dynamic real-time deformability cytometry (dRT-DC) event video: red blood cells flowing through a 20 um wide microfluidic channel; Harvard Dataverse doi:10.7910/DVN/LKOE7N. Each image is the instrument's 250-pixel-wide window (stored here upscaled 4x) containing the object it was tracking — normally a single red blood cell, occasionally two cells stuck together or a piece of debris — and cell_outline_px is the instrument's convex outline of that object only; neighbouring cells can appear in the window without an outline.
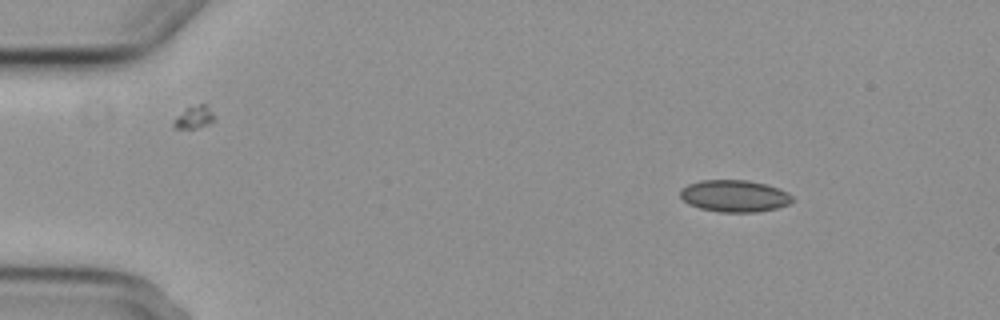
{"species": "common noctule bat (a hibernating species)", "species_latin": "Nyctalus noctula", "temperature_condition": "cold", "stored_images_in_passage": 4, "camera_frame_rate_fps": 3000, "um_per_image_px": 0.085, "animal": {"sex": "female", "body_mass_g": 29.2, "forearm_length_mm": 56.3}, "frame": {"image": 1, "passage_image": 1, "time_ms": 0.0, "image_size_px": [1000, 320], "cell_outline_px": [[792, 200], [788, 204], [776, 208], [756, 212], [720, 212], [700, 208], [688, 204], [680, 196], [680, 188], [688, 184], [700, 180], [748, 180], [780, 188], [788, 192], [792, 196]], "centroid_in_image_um": [62.41, 16.65], "position_along_channel_um": 22.6, "area_um2": 20.87}}
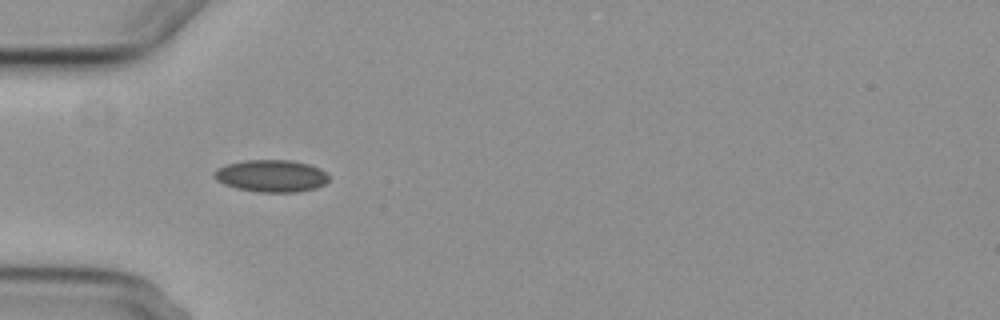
{"frame": {"image": 2, "passage_image": 3, "time_ms": 3.333, "image_size_px": [1000, 320], "cell_outline_px": [[328, 180], [324, 184], [316, 188], [296, 192], [260, 192], [236, 188], [224, 184], [216, 180], [212, 176], [212, 172], [216, 168], [228, 164], [244, 160], [292, 160], [308, 164], [320, 168], [328, 176]], "centroid_in_image_um": [23.02, 14.95], "position_along_channel_um": 62.0, "area_um2": 21.56}}
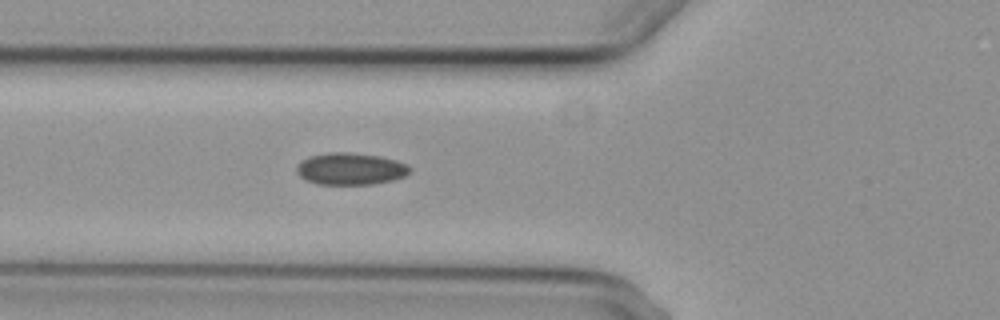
{"frame": {"image": 3, "passage_image": 4, "time_ms": 4.333, "image_size_px": [1000, 320], "cell_outline_px": [[412, 168], [404, 176], [392, 180], [372, 184], [316, 184], [300, 176], [296, 172], [296, 168], [308, 156], [328, 152], [348, 152], [380, 156], [396, 160], [408, 164]], "centroid_in_image_um": [29.81, 14.34], "position_along_channel_um": 96.0, "area_um2": 20.98}}